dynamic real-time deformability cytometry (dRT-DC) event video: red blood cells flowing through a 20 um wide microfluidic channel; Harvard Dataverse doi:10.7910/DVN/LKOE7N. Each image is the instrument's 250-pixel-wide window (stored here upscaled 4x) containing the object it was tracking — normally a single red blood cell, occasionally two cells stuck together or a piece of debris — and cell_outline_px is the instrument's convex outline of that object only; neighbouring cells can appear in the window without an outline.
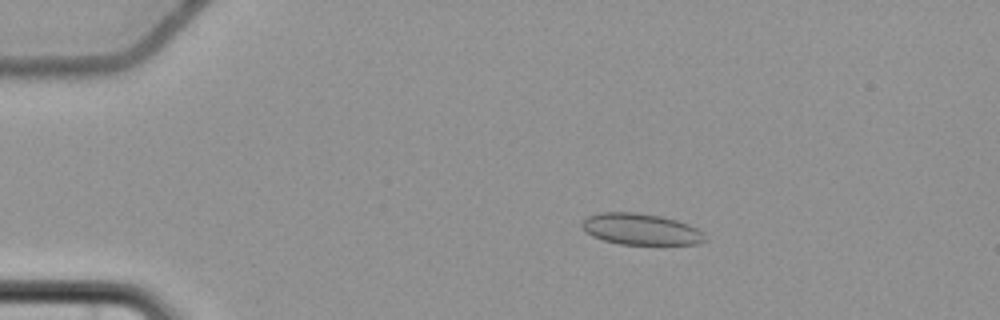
{"species": "common noctule bat (a hibernating species)", "species_latin": "Nyctalus noctula", "temperature_condition": "cold", "stored_images_in_passage": 3, "camera_frame_rate_fps": 3000, "um_per_image_px": 0.085, "animal": {"sex": "female", "body_mass_g": 22.7, "forearm_length_mm": 54.2}, "frame": {"image": 1, "passage_image": 2, "time_ms": 1.333, "image_size_px": [1000, 320], "cell_outline_px": [[708, 240], [700, 244], [620, 244], [604, 240], [592, 236], [580, 224], [588, 216], [600, 212], [636, 212], [660, 216], [676, 220], [688, 224], [704, 232]], "centroid_in_image_um": [54.51, 19.48], "position_along_channel_um": 30.5, "area_um2": 22.43}}